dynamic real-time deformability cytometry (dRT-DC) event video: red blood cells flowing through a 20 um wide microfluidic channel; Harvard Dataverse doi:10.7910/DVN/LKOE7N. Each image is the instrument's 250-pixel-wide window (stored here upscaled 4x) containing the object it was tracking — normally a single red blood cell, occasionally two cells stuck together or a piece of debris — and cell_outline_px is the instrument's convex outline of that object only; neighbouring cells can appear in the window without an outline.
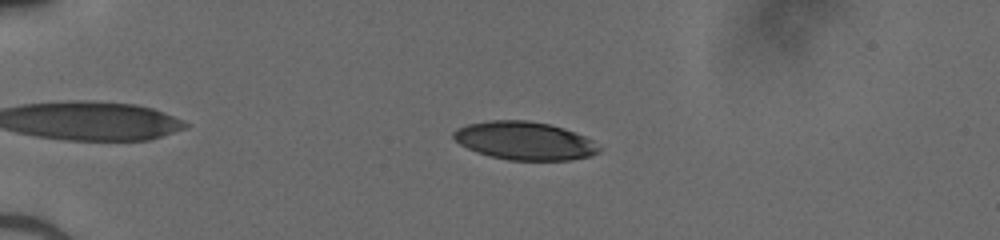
{"species": "human", "species_latin": "Homo sapiens", "temperature_condition": "cold", "stored_images_in_passage": 43, "camera_frame_rate_fps": 3000, "um_per_image_px": 0.085, "donor": {"sex": "male"}, "frame": {"image": 1, "passage_image": 11, "time_ms": 3.333, "image_size_px": [1000, 240], "cell_outline_px": [[600, 152], [592, 156], [572, 160], [508, 160], [476, 152], [460, 144], [452, 136], [452, 132], [456, 128], [468, 124], [488, 120], [528, 120], [548, 124], [564, 128], [584, 136], [592, 140], [600, 148]], "centroid_in_image_um": [44.59, 11.96], "position_along_channel_um": 40.4, "area_um2": 32.43}}
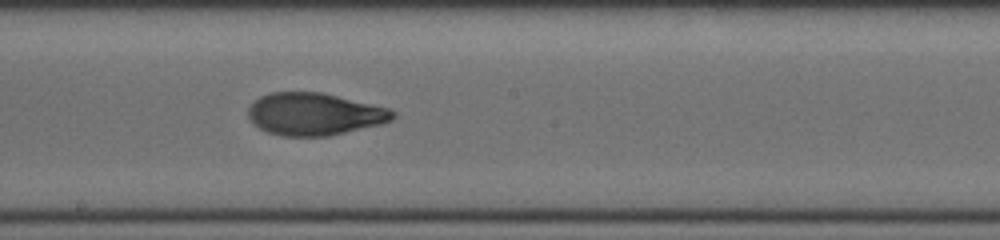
{"frame": {"image": 2, "passage_image": 28, "time_ms": 9.0, "image_size_px": [1000, 240], "cell_outline_px": [[396, 116], [392, 120], [380, 124], [328, 136], [280, 136], [268, 132], [260, 128], [248, 116], [248, 108], [260, 96], [272, 92], [320, 92], [388, 108], [396, 112]], "centroid_in_image_um": [26.73, 9.7], "position_along_channel_um": 221.5, "area_um2": 35.32}}
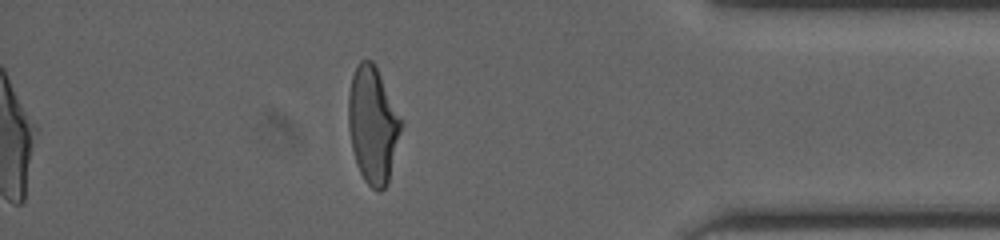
{"frame": {"image": 3, "passage_image": 43, "time_ms": 14.0, "image_size_px": [1000, 240], "cell_outline_px": [[404, 124], [388, 180], [384, 188], [380, 192], [372, 188], [364, 180], [356, 164], [352, 148], [348, 128], [348, 96], [352, 76], [360, 60], [372, 60], [404, 120]], "centroid_in_image_um": [31.71, 10.62], "position_along_channel_um": 403.5, "area_um2": 36.01}}